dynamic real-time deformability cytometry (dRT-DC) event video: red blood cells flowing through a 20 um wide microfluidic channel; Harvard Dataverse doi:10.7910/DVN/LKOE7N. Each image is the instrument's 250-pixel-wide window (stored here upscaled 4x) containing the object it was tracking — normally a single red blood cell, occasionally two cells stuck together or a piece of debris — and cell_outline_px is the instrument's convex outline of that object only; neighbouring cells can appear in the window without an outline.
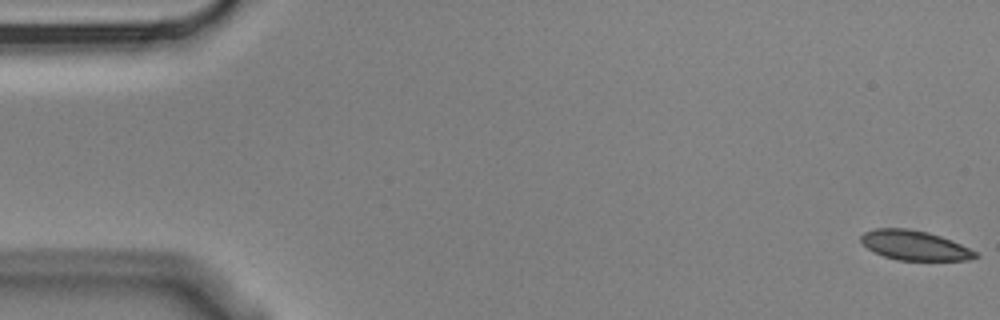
{"species": "Egyptian fruit bat (a non-hibernating species)", "species_latin": "Rousettus aegyptiacus", "temperature_condition": "cold", "stored_images_in_passage": 4, "camera_frame_rate_fps": 3000, "um_per_image_px": 0.085, "animal": {"sex": "male"}, "frame": {"image": 1, "passage_image": 1, "time_ms": 0.0, "image_size_px": [1000, 320], "cell_outline_px": [[980, 256], [968, 260], [896, 260], [872, 252], [860, 240], [860, 236], [864, 232], [876, 228], [908, 228], [928, 232], [952, 240], [976, 252]], "centroid_in_image_um": [77.72, 20.85], "position_along_channel_um": 7.3, "area_um2": 19.77}}